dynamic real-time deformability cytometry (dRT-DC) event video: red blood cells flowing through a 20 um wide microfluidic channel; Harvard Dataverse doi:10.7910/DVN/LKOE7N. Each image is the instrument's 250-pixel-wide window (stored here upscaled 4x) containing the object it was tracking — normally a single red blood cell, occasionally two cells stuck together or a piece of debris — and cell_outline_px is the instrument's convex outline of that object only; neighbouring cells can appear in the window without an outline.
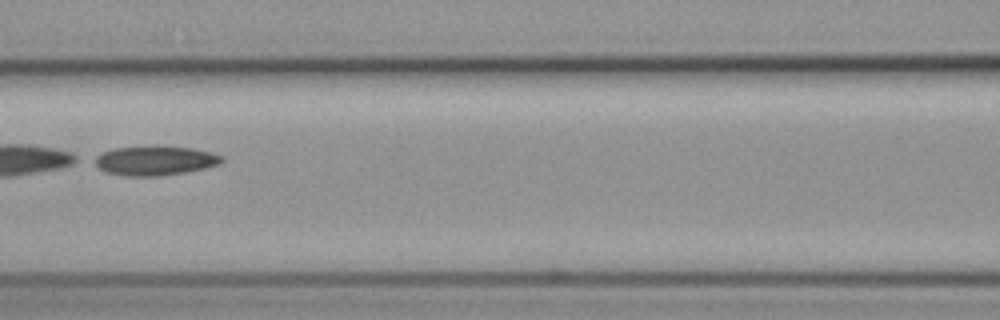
{"species": "common noctule bat (a hibernating species)", "species_latin": "Nyctalus noctula", "temperature_condition": "cold", "stored_images_in_passage": 11, "camera_frame_rate_fps": 3000, "um_per_image_px": 0.085, "animal": {"sex": "female", "body_mass_g": 19.3, "forearm_length_mm": 54.1}, "frame": {"image": 1, "passage_image": 7, "time_ms": 8.0, "image_size_px": [1000, 320], "cell_outline_px": [[224, 160], [220, 164], [208, 168], [160, 176], [124, 176], [104, 172], [88, 160], [92, 156], [100, 152], [112, 148], [152, 144], [156, 144], [192, 148], [212, 152], [224, 156]], "centroid_in_image_um": [13.09, 13.62], "position_along_channel_um": 153.5, "area_um2": 23.0}}